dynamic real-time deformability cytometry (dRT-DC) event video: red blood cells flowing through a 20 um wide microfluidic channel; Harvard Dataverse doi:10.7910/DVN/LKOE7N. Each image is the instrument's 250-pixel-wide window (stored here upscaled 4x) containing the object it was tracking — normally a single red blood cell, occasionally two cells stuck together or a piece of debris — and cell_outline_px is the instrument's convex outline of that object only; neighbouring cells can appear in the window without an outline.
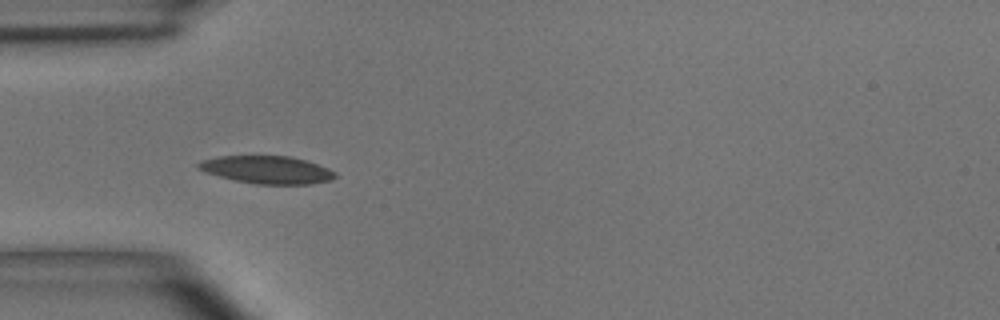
{"species": "common noctule bat (a hibernating species)", "species_latin": "Nyctalus noctula", "temperature_condition": "room temperature", "stored_images_in_passage": 5, "camera_frame_rate_fps": 3000, "um_per_image_px": 0.085, "animal": {"sex": "male", "body_mass_g": 15.6}, "frame": {"image": 1, "passage_image": 4, "time_ms": 3.667, "image_size_px": [1000, 320], "cell_outline_px": [[336, 176], [332, 180], [312, 184], [256, 184], [236, 180], [204, 172], [196, 168], [196, 164], [200, 160], [220, 156], [288, 156], [304, 160], [328, 168], [336, 172]], "centroid_in_image_um": [22.68, 14.43], "position_along_channel_um": 62.3, "area_um2": 22.02}}
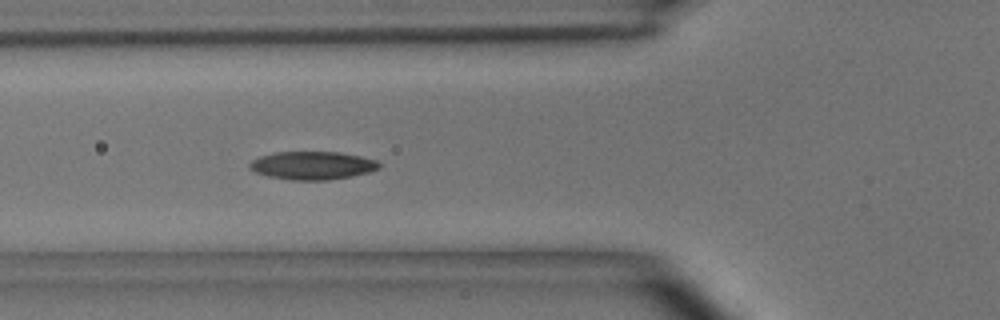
{"frame": {"image": 2, "passage_image": 5, "time_ms": 4.667, "image_size_px": [1000, 320], "cell_outline_px": [[380, 168], [368, 172], [352, 176], [328, 180], [292, 180], [268, 176], [256, 172], [248, 168], [248, 164], [252, 160], [260, 156], [276, 152], [340, 152], [360, 156], [376, 160], [380, 164]], "centroid_in_image_um": [26.54, 14.06], "position_along_channel_um": 99.3, "area_um2": 21.21}}